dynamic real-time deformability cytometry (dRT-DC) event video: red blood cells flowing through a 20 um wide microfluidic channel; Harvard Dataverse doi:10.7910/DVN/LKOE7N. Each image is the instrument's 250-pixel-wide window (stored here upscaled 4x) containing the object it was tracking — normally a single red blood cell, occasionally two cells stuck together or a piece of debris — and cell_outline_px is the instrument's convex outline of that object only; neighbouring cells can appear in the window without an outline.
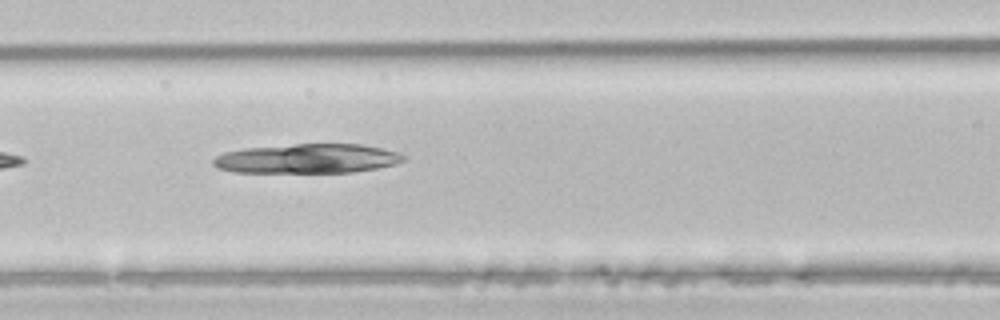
{"species": "common noctule bat (a hibernating species)", "species_latin": "Nyctalus noctula", "temperature_condition": "room temperature", "stored_images_in_passage": 4, "segment_of_instrument_passage": [1, 2], "camera_frame_rate_fps": 3000, "um_per_image_px": 0.085, "animal": {"sex": "male", "body_mass_g": 21.5, "forearm_length_mm": 52.0}, "frame": {"image": 1, "passage_image": 3, "time_ms": 0.667, "image_size_px": [1000, 320], "cell_outline_px": [[408, 160], [396, 164], [380, 168], [352, 172], [236, 172], [216, 168], [212, 164], [212, 160], [216, 156], [224, 152], [244, 148], [296, 144], [360, 144], [384, 148], [400, 152], [408, 156]], "centroid_in_image_um": [26.2, 13.48], "position_along_channel_um": 140.4, "area_um2": 33.0}}